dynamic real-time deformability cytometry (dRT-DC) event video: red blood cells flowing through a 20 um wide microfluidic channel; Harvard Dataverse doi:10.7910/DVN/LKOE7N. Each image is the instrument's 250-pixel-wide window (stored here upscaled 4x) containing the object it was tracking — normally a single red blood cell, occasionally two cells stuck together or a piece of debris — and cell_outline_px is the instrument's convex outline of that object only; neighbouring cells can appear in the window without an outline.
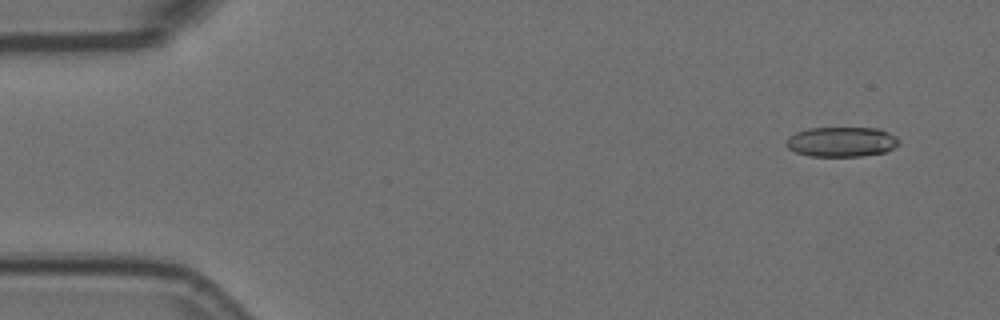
{"species": "Egyptian fruit bat (a non-hibernating species)", "species_latin": "Rousettus aegyptiacus", "temperature_condition": "room temperature", "stored_images_in_passage": 7, "camera_frame_rate_fps": 3000, "um_per_image_px": 0.085, "animal": {"sex": "female"}, "frame": {"image": 1, "passage_image": 2, "time_ms": 0.333, "image_size_px": [1000, 320], "cell_outline_px": [[900, 144], [884, 152], [864, 156], [808, 156], [796, 152], [788, 148], [784, 144], [788, 136], [796, 132], [808, 128], [880, 128], [896, 136], [900, 140]], "centroid_in_image_um": [71.52, 12.05], "position_along_channel_um": 13.5, "area_um2": 19.83}}
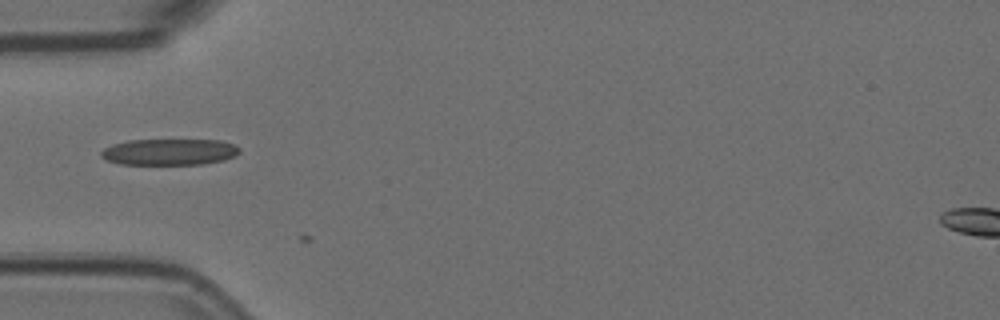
{"frame": {"image": 2, "passage_image": 6, "time_ms": 1.667, "image_size_px": [1000, 320], "cell_outline_px": [[240, 152], [236, 156], [224, 160], [200, 164], [120, 164], [104, 160], [100, 156], [100, 152], [104, 148], [112, 144], [128, 140], [220, 140], [236, 144], [240, 148]], "centroid_in_image_um": [14.4, 12.91], "position_along_channel_um": 70.6, "area_um2": 21.44}}